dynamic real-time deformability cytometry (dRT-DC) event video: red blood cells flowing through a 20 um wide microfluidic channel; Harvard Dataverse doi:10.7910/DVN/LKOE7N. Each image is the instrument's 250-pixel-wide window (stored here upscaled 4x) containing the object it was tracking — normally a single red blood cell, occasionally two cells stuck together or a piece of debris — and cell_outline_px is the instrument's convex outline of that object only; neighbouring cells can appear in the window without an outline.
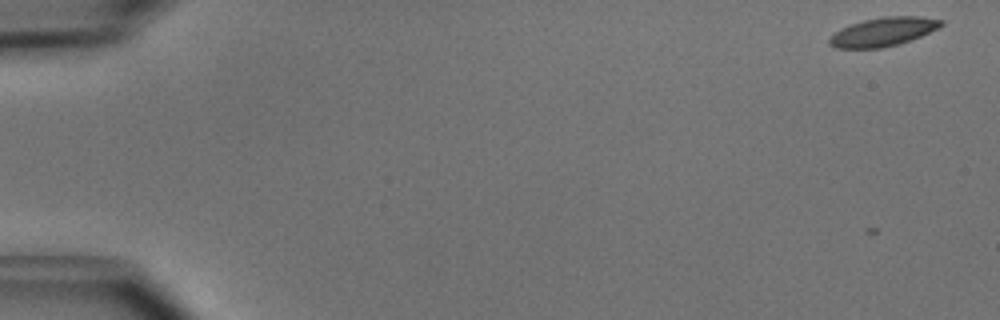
{"species": "common noctule bat (a hibernating species)", "species_latin": "Nyctalus noctula", "temperature_condition": "cold", "stored_images_in_passage": 50, "camera_frame_rate_fps": 3000, "um_per_image_px": 0.085, "animal": {"sex": "male", "body_mass_g": 15.6}, "frame": {"image": 1, "passage_image": 1, "time_ms": 0.0, "image_size_px": [1000, 320], "cell_outline_px": [[944, 24], [920, 36], [896, 44], [880, 48], [836, 48], [828, 44], [828, 40], [840, 28], [864, 20], [884, 16], [920, 16], [944, 20]], "centroid_in_image_um": [75.05, 2.69], "position_along_channel_um": 10.0, "area_um2": 18.38}}
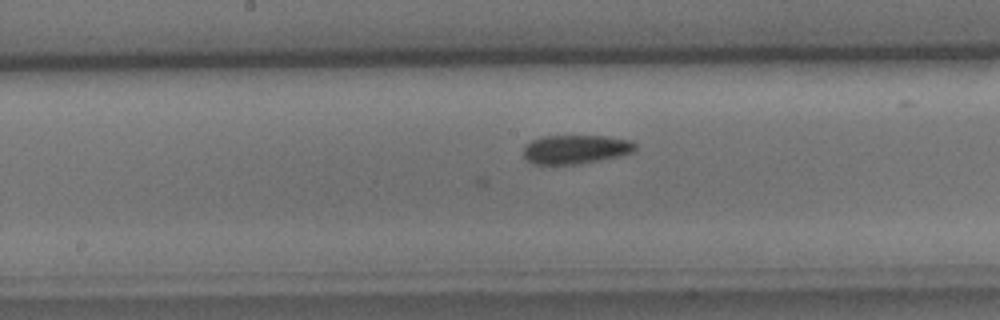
{"frame": {"image": 2, "passage_image": 26, "time_ms": 8.333, "image_size_px": [1000, 320], "cell_outline_px": [[636, 148], [632, 152], [616, 156], [576, 164], [536, 164], [528, 160], [524, 156], [524, 148], [532, 140], [544, 136], [608, 136], [632, 140], [636, 144]], "centroid_in_image_um": [48.95, 12.67], "position_along_channel_um": 199.3, "area_um2": 18.5}}
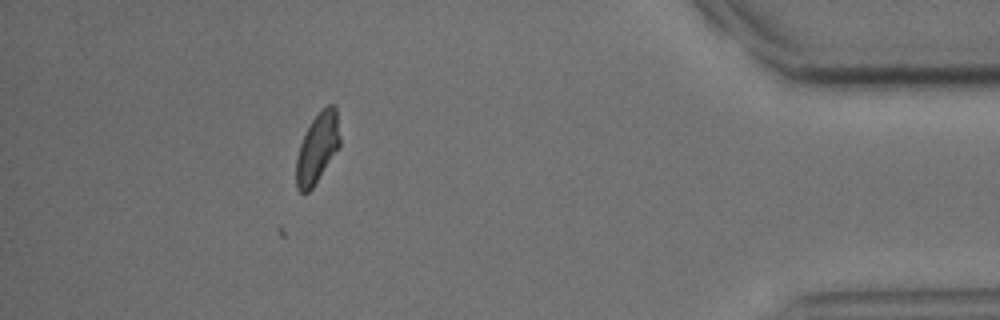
{"frame": {"image": 3, "passage_image": 45, "time_ms": 14.667, "image_size_px": [1000, 320], "cell_outline_px": [[340, 144], [312, 188], [308, 192], [300, 192], [296, 188], [296, 156], [300, 144], [312, 120], [328, 104], [332, 104], [336, 108], [340, 136]], "centroid_in_image_um": [26.96, 12.59], "position_along_channel_um": 408.2, "area_um2": 17.34}}